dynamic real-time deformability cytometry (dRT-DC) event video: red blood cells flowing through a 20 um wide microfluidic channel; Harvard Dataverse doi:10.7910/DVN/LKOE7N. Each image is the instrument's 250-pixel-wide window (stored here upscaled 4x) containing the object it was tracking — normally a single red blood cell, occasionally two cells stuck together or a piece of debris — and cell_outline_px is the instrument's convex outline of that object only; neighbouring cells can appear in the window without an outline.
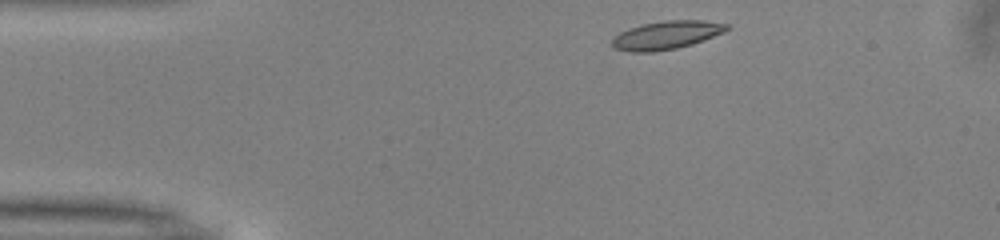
{"species": "common noctule bat (a hibernating species)", "species_latin": "Nyctalus noctula", "temperature_condition": "warm", "stored_images_in_passage": 32, "camera_frame_rate_fps": 3000, "um_per_image_px": 0.085, "animal": {"sex": "male", "body_mass_g": 13.0, "forearm_length_mm": 53.1}, "frame": {"image": 1, "passage_image": 1, "time_ms": 0.0, "image_size_px": [1000, 240], "cell_outline_px": [[732, 28], [724, 32], [692, 44], [676, 48], [652, 52], [628, 52], [612, 48], [612, 40], [620, 32], [628, 28], [644, 24], [664, 20], [704, 20], [728, 24]], "centroid_in_image_um": [56.65, 2.98], "position_along_channel_um": 28.4, "area_um2": 18.96}}
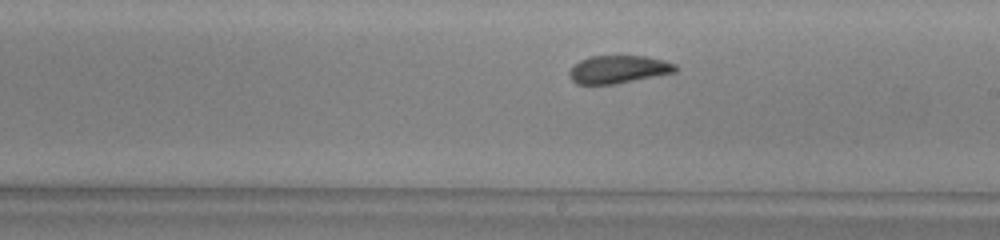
{"frame": {"image": 2, "passage_image": 21, "time_ms": 6.667, "image_size_px": [1000, 240], "cell_outline_px": [[680, 68], [676, 72], [616, 84], [576, 84], [568, 76], [568, 72], [572, 64], [588, 56], [648, 56], [664, 60], [676, 64]], "centroid_in_image_um": [52.55, 5.89], "position_along_channel_um": 236.4, "area_um2": 17.57}}
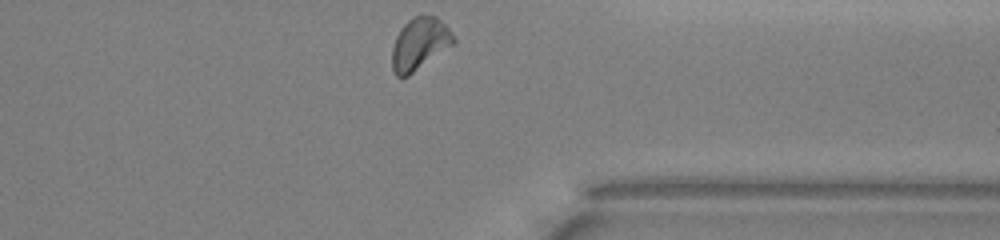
{"frame": {"image": 3, "passage_image": 32, "time_ms": 10.333, "image_size_px": [1000, 240], "cell_outline_px": [[456, 44], [408, 76], [396, 76], [392, 72], [392, 48], [396, 36], [400, 28], [412, 16], [436, 16], [456, 36]], "centroid_in_image_um": [35.69, 3.74], "position_along_channel_um": 375.7, "area_um2": 18.96}, "authors_computed_cell_mechanics": {"area_um2": 18.0625, "velocity_mm_per_s": 3.9735, "shape_relaxation_time_tau1_ms": 3.6958, "shape_relaxation_time_tau2_ms": 2.5827, "deformation_change_tau1": 0.1278, "deformation_change_tau2": 0.0708}}